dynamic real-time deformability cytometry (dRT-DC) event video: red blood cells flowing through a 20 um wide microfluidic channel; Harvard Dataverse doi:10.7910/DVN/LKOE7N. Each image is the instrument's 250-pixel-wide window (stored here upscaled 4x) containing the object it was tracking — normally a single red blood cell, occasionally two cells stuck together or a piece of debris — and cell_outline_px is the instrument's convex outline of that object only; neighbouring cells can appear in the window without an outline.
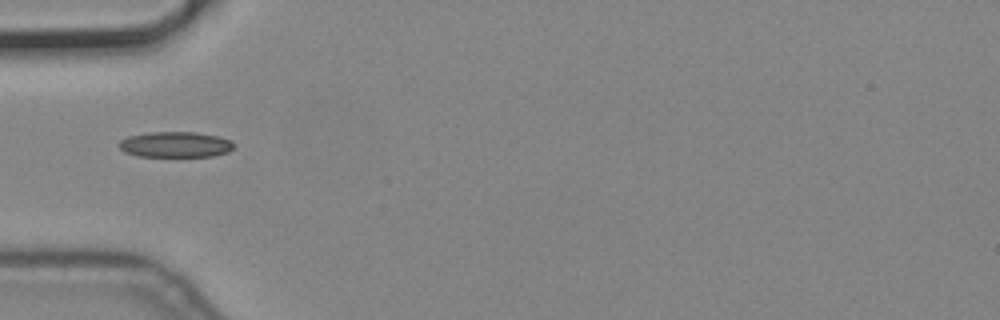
{"species": "common noctule bat (a hibernating species)", "species_latin": "Nyctalus noctula", "temperature_condition": "cold", "stored_images_in_passage": 11, "camera_frame_rate_fps": 3000, "um_per_image_px": 0.085, "animal": {"sex": "male", "body_mass_g": 19.2, "forearm_length_mm": 51.8}, "frame": {"image": 1, "passage_image": 1, "time_ms": 0.0, "image_size_px": [1000, 320], "cell_outline_px": [[236, 144], [228, 152], [212, 156], [136, 156], [124, 152], [116, 144], [120, 140], [128, 136], [148, 132], [196, 132], [216, 136], [232, 140]], "centroid_in_image_um": [14.88, 12.28], "position_along_channel_um": 70.1, "area_um2": 17.28}}
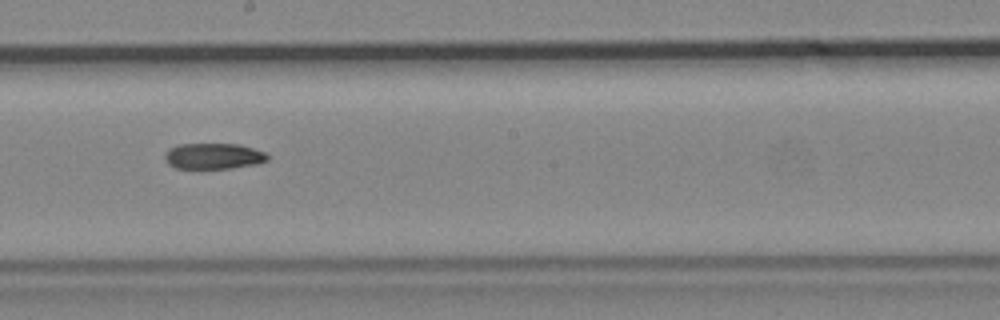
{"frame": {"image": 2, "passage_image": 5, "time_ms": 1.333, "image_size_px": [1000, 320], "cell_outline_px": [[268, 160], [260, 164], [232, 168], [176, 168], [168, 164], [164, 160], [164, 156], [168, 148], [180, 144], [240, 144], [264, 152], [268, 156]], "centroid_in_image_um": [18.14, 13.27], "position_along_channel_um": 230.1, "area_um2": 15.61}}
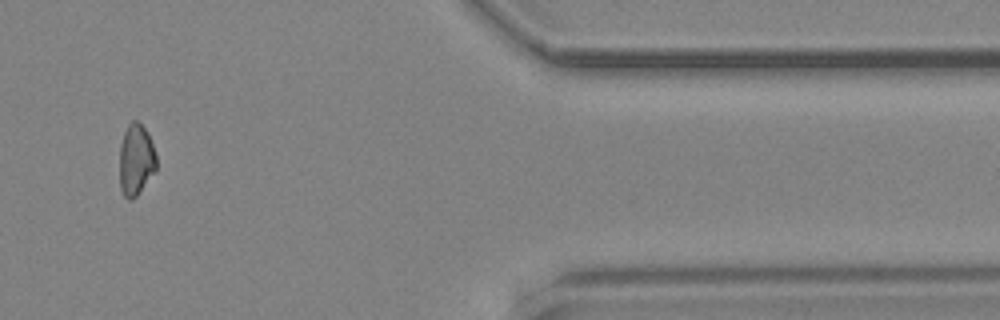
{"frame": {"image": 3, "passage_image": 9, "time_ms": 2.667, "image_size_px": [1000, 320], "cell_outline_px": [[156, 172], [136, 196], [132, 200], [128, 200], [124, 196], [120, 188], [120, 144], [124, 132], [128, 124], [132, 120], [136, 120], [148, 132], [156, 156]], "centroid_in_image_um": [11.56, 13.6], "position_along_channel_um": 399.8, "area_um2": 15.43}}